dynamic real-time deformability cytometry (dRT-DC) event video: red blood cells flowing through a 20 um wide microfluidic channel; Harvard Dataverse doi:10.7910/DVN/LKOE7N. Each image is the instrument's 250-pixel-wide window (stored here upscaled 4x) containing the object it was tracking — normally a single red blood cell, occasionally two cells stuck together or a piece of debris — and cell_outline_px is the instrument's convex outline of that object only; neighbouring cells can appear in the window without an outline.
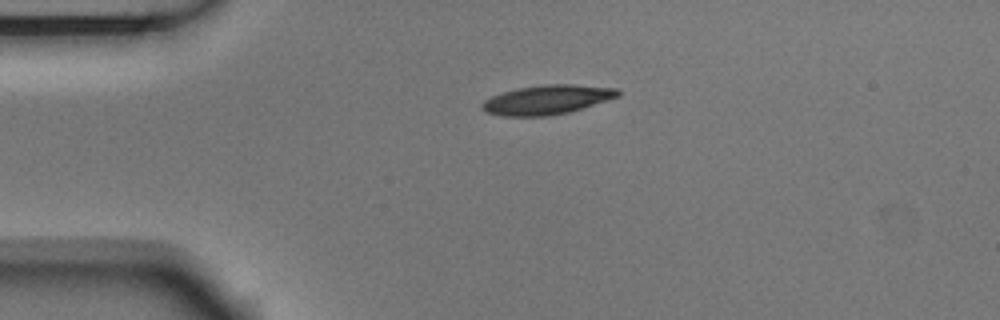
{"species": "Egyptian fruit bat (a non-hibernating species)", "species_latin": "Rousettus aegyptiacus", "temperature_condition": "room temperature", "stored_images_in_passage": 5, "camera_frame_rate_fps": 3000, "um_per_image_px": 0.085, "animal": {"sex": "male"}, "frame": {"image": 1, "passage_image": 5, "time_ms": 1.333, "image_size_px": [1000, 320], "cell_outline_px": [[620, 96], [568, 112], [548, 116], [504, 116], [484, 112], [480, 108], [480, 104], [484, 100], [492, 96], [504, 92], [520, 88], [544, 84], [572, 84], [616, 88], [620, 92]], "centroid_in_image_um": [46.46, 8.48], "position_along_channel_um": 38.5, "area_um2": 23.06}}